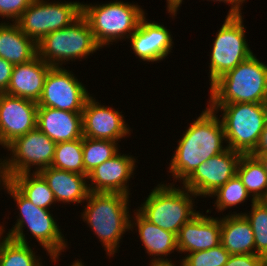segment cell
Here are the masks:
<instances>
[{
    "label": "cell",
    "instance_id": "obj_13",
    "mask_svg": "<svg viewBox=\"0 0 267 266\" xmlns=\"http://www.w3.org/2000/svg\"><path fill=\"white\" fill-rule=\"evenodd\" d=\"M242 154L229 147L200 164L182 183L196 196L207 197L237 174Z\"/></svg>",
    "mask_w": 267,
    "mask_h": 266
},
{
    "label": "cell",
    "instance_id": "obj_38",
    "mask_svg": "<svg viewBox=\"0 0 267 266\" xmlns=\"http://www.w3.org/2000/svg\"><path fill=\"white\" fill-rule=\"evenodd\" d=\"M10 183V177L7 172L6 160L0 159V185L3 190L6 189L7 185ZM5 187V188H4Z\"/></svg>",
    "mask_w": 267,
    "mask_h": 266
},
{
    "label": "cell",
    "instance_id": "obj_9",
    "mask_svg": "<svg viewBox=\"0 0 267 266\" xmlns=\"http://www.w3.org/2000/svg\"><path fill=\"white\" fill-rule=\"evenodd\" d=\"M245 30L241 15L226 16L211 50L210 86L253 55L245 39Z\"/></svg>",
    "mask_w": 267,
    "mask_h": 266
},
{
    "label": "cell",
    "instance_id": "obj_22",
    "mask_svg": "<svg viewBox=\"0 0 267 266\" xmlns=\"http://www.w3.org/2000/svg\"><path fill=\"white\" fill-rule=\"evenodd\" d=\"M136 211L137 212H134L135 217L133 221H130V229L132 230L134 229L133 227L137 226L140 240L147 254L150 256L154 255V259L152 258L150 261H172L171 259H165V257L174 252V250L178 251L177 236L151 223L138 210ZM133 222L136 223L134 224ZM163 256L165 257L162 258Z\"/></svg>",
    "mask_w": 267,
    "mask_h": 266
},
{
    "label": "cell",
    "instance_id": "obj_1",
    "mask_svg": "<svg viewBox=\"0 0 267 266\" xmlns=\"http://www.w3.org/2000/svg\"><path fill=\"white\" fill-rule=\"evenodd\" d=\"M217 113L208 106L178 141L169 164V172L176 180L184 181L200 164L228 148L223 147L226 138Z\"/></svg>",
    "mask_w": 267,
    "mask_h": 266
},
{
    "label": "cell",
    "instance_id": "obj_5",
    "mask_svg": "<svg viewBox=\"0 0 267 266\" xmlns=\"http://www.w3.org/2000/svg\"><path fill=\"white\" fill-rule=\"evenodd\" d=\"M174 186L172 183L158 184L137 210L151 223L177 236L180 228L199 211L193 207L196 195L185 187L181 190Z\"/></svg>",
    "mask_w": 267,
    "mask_h": 266
},
{
    "label": "cell",
    "instance_id": "obj_15",
    "mask_svg": "<svg viewBox=\"0 0 267 266\" xmlns=\"http://www.w3.org/2000/svg\"><path fill=\"white\" fill-rule=\"evenodd\" d=\"M121 113L99 104L90 96L82 111L83 137L117 142L130 135L129 126Z\"/></svg>",
    "mask_w": 267,
    "mask_h": 266
},
{
    "label": "cell",
    "instance_id": "obj_2",
    "mask_svg": "<svg viewBox=\"0 0 267 266\" xmlns=\"http://www.w3.org/2000/svg\"><path fill=\"white\" fill-rule=\"evenodd\" d=\"M82 219L94 230L108 256L115 254L124 232L130 230L129 196L90 192Z\"/></svg>",
    "mask_w": 267,
    "mask_h": 266
},
{
    "label": "cell",
    "instance_id": "obj_6",
    "mask_svg": "<svg viewBox=\"0 0 267 266\" xmlns=\"http://www.w3.org/2000/svg\"><path fill=\"white\" fill-rule=\"evenodd\" d=\"M215 112L221 110L227 146L241 154H250L257 145L267 121L266 103L208 104Z\"/></svg>",
    "mask_w": 267,
    "mask_h": 266
},
{
    "label": "cell",
    "instance_id": "obj_10",
    "mask_svg": "<svg viewBox=\"0 0 267 266\" xmlns=\"http://www.w3.org/2000/svg\"><path fill=\"white\" fill-rule=\"evenodd\" d=\"M82 15L80 2L33 0L16 21L20 30L38 43L49 33L71 25Z\"/></svg>",
    "mask_w": 267,
    "mask_h": 266
},
{
    "label": "cell",
    "instance_id": "obj_30",
    "mask_svg": "<svg viewBox=\"0 0 267 266\" xmlns=\"http://www.w3.org/2000/svg\"><path fill=\"white\" fill-rule=\"evenodd\" d=\"M251 212L243 214L250 222L254 233L255 254L267 259V209L259 202L252 201Z\"/></svg>",
    "mask_w": 267,
    "mask_h": 266
},
{
    "label": "cell",
    "instance_id": "obj_39",
    "mask_svg": "<svg viewBox=\"0 0 267 266\" xmlns=\"http://www.w3.org/2000/svg\"><path fill=\"white\" fill-rule=\"evenodd\" d=\"M258 159V161L262 164L264 170L267 173V153L263 154H250Z\"/></svg>",
    "mask_w": 267,
    "mask_h": 266
},
{
    "label": "cell",
    "instance_id": "obj_43",
    "mask_svg": "<svg viewBox=\"0 0 267 266\" xmlns=\"http://www.w3.org/2000/svg\"><path fill=\"white\" fill-rule=\"evenodd\" d=\"M262 266H267V259H265Z\"/></svg>",
    "mask_w": 267,
    "mask_h": 266
},
{
    "label": "cell",
    "instance_id": "obj_16",
    "mask_svg": "<svg viewBox=\"0 0 267 266\" xmlns=\"http://www.w3.org/2000/svg\"><path fill=\"white\" fill-rule=\"evenodd\" d=\"M136 160L132 155H121L119 152L106 160L88 174L90 192L120 193L130 195L127 182L133 177Z\"/></svg>",
    "mask_w": 267,
    "mask_h": 266
},
{
    "label": "cell",
    "instance_id": "obj_41",
    "mask_svg": "<svg viewBox=\"0 0 267 266\" xmlns=\"http://www.w3.org/2000/svg\"><path fill=\"white\" fill-rule=\"evenodd\" d=\"M259 202L267 209V194L264 195Z\"/></svg>",
    "mask_w": 267,
    "mask_h": 266
},
{
    "label": "cell",
    "instance_id": "obj_24",
    "mask_svg": "<svg viewBox=\"0 0 267 266\" xmlns=\"http://www.w3.org/2000/svg\"><path fill=\"white\" fill-rule=\"evenodd\" d=\"M37 56V43L26 36L16 22L0 23V57L13 65L31 61Z\"/></svg>",
    "mask_w": 267,
    "mask_h": 266
},
{
    "label": "cell",
    "instance_id": "obj_23",
    "mask_svg": "<svg viewBox=\"0 0 267 266\" xmlns=\"http://www.w3.org/2000/svg\"><path fill=\"white\" fill-rule=\"evenodd\" d=\"M235 213V214H233ZM220 217L221 244L231 255L255 254L254 233L243 214Z\"/></svg>",
    "mask_w": 267,
    "mask_h": 266
},
{
    "label": "cell",
    "instance_id": "obj_40",
    "mask_svg": "<svg viewBox=\"0 0 267 266\" xmlns=\"http://www.w3.org/2000/svg\"><path fill=\"white\" fill-rule=\"evenodd\" d=\"M174 262H172V261H162V262H160V261H156V262H154V261H152V262H150V266H175L174 264H173ZM180 266H183V264H182V261L180 262Z\"/></svg>",
    "mask_w": 267,
    "mask_h": 266
},
{
    "label": "cell",
    "instance_id": "obj_37",
    "mask_svg": "<svg viewBox=\"0 0 267 266\" xmlns=\"http://www.w3.org/2000/svg\"><path fill=\"white\" fill-rule=\"evenodd\" d=\"M211 1H219L231 4V9L228 12V15H242L241 14V5L245 0H211Z\"/></svg>",
    "mask_w": 267,
    "mask_h": 266
},
{
    "label": "cell",
    "instance_id": "obj_7",
    "mask_svg": "<svg viewBox=\"0 0 267 266\" xmlns=\"http://www.w3.org/2000/svg\"><path fill=\"white\" fill-rule=\"evenodd\" d=\"M96 43L103 48L111 42L128 38L135 32L145 12L137 4L114 1L102 5L82 4Z\"/></svg>",
    "mask_w": 267,
    "mask_h": 266
},
{
    "label": "cell",
    "instance_id": "obj_32",
    "mask_svg": "<svg viewBox=\"0 0 267 266\" xmlns=\"http://www.w3.org/2000/svg\"><path fill=\"white\" fill-rule=\"evenodd\" d=\"M230 255L220 244L209 250L188 253L181 260L183 266H224L228 262Z\"/></svg>",
    "mask_w": 267,
    "mask_h": 266
},
{
    "label": "cell",
    "instance_id": "obj_8",
    "mask_svg": "<svg viewBox=\"0 0 267 266\" xmlns=\"http://www.w3.org/2000/svg\"><path fill=\"white\" fill-rule=\"evenodd\" d=\"M101 47L96 43L87 19L81 15L71 25L53 31L37 43V55L52 67L87 58Z\"/></svg>",
    "mask_w": 267,
    "mask_h": 266
},
{
    "label": "cell",
    "instance_id": "obj_18",
    "mask_svg": "<svg viewBox=\"0 0 267 266\" xmlns=\"http://www.w3.org/2000/svg\"><path fill=\"white\" fill-rule=\"evenodd\" d=\"M221 244L219 218L198 213L177 234L178 253L209 250Z\"/></svg>",
    "mask_w": 267,
    "mask_h": 266
},
{
    "label": "cell",
    "instance_id": "obj_42",
    "mask_svg": "<svg viewBox=\"0 0 267 266\" xmlns=\"http://www.w3.org/2000/svg\"><path fill=\"white\" fill-rule=\"evenodd\" d=\"M71 266H85V265L81 260L78 261V259H77L76 261H74V263H72Z\"/></svg>",
    "mask_w": 267,
    "mask_h": 266
},
{
    "label": "cell",
    "instance_id": "obj_14",
    "mask_svg": "<svg viewBox=\"0 0 267 266\" xmlns=\"http://www.w3.org/2000/svg\"><path fill=\"white\" fill-rule=\"evenodd\" d=\"M36 102L0 93V145L3 148L14 139L36 128Z\"/></svg>",
    "mask_w": 267,
    "mask_h": 266
},
{
    "label": "cell",
    "instance_id": "obj_21",
    "mask_svg": "<svg viewBox=\"0 0 267 266\" xmlns=\"http://www.w3.org/2000/svg\"><path fill=\"white\" fill-rule=\"evenodd\" d=\"M52 190L56 202L82 203L90 193L87 184L88 176L53 167L38 172Z\"/></svg>",
    "mask_w": 267,
    "mask_h": 266
},
{
    "label": "cell",
    "instance_id": "obj_35",
    "mask_svg": "<svg viewBox=\"0 0 267 266\" xmlns=\"http://www.w3.org/2000/svg\"><path fill=\"white\" fill-rule=\"evenodd\" d=\"M14 65L0 57V93H5L11 80Z\"/></svg>",
    "mask_w": 267,
    "mask_h": 266
},
{
    "label": "cell",
    "instance_id": "obj_12",
    "mask_svg": "<svg viewBox=\"0 0 267 266\" xmlns=\"http://www.w3.org/2000/svg\"><path fill=\"white\" fill-rule=\"evenodd\" d=\"M65 67H51L44 81L43 92L38 107H52L71 112H82L88 90L76 76Z\"/></svg>",
    "mask_w": 267,
    "mask_h": 266
},
{
    "label": "cell",
    "instance_id": "obj_26",
    "mask_svg": "<svg viewBox=\"0 0 267 266\" xmlns=\"http://www.w3.org/2000/svg\"><path fill=\"white\" fill-rule=\"evenodd\" d=\"M237 175L247 192L253 196L252 201H259L267 194V173L256 157L242 154Z\"/></svg>",
    "mask_w": 267,
    "mask_h": 266
},
{
    "label": "cell",
    "instance_id": "obj_4",
    "mask_svg": "<svg viewBox=\"0 0 267 266\" xmlns=\"http://www.w3.org/2000/svg\"><path fill=\"white\" fill-rule=\"evenodd\" d=\"M7 192L14 198L20 211L19 218L13 229L9 230L6 237L20 243L28 244L23 232L27 225L30 233L50 255L51 261L56 262L61 252L67 248L64 235L49 209L35 206L26 199L11 183L6 187ZM63 235V236H62Z\"/></svg>",
    "mask_w": 267,
    "mask_h": 266
},
{
    "label": "cell",
    "instance_id": "obj_31",
    "mask_svg": "<svg viewBox=\"0 0 267 266\" xmlns=\"http://www.w3.org/2000/svg\"><path fill=\"white\" fill-rule=\"evenodd\" d=\"M211 196L216 197V202L214 204L218 212H222L227 208L235 207L237 204L245 202L251 195L247 192L246 187L236 174L214 191L210 197Z\"/></svg>",
    "mask_w": 267,
    "mask_h": 266
},
{
    "label": "cell",
    "instance_id": "obj_3",
    "mask_svg": "<svg viewBox=\"0 0 267 266\" xmlns=\"http://www.w3.org/2000/svg\"><path fill=\"white\" fill-rule=\"evenodd\" d=\"M209 104L266 103L267 64L253 54L210 86Z\"/></svg>",
    "mask_w": 267,
    "mask_h": 266
},
{
    "label": "cell",
    "instance_id": "obj_11",
    "mask_svg": "<svg viewBox=\"0 0 267 266\" xmlns=\"http://www.w3.org/2000/svg\"><path fill=\"white\" fill-rule=\"evenodd\" d=\"M56 143L37 127L25 135L17 137L5 148L11 158H6L9 177L22 173H31V166H37L35 172L51 166ZM8 159V160H7Z\"/></svg>",
    "mask_w": 267,
    "mask_h": 266
},
{
    "label": "cell",
    "instance_id": "obj_17",
    "mask_svg": "<svg viewBox=\"0 0 267 266\" xmlns=\"http://www.w3.org/2000/svg\"><path fill=\"white\" fill-rule=\"evenodd\" d=\"M146 20L144 15L135 32L129 37L131 47L143 61H161L170 54L174 44L173 37L164 25Z\"/></svg>",
    "mask_w": 267,
    "mask_h": 266
},
{
    "label": "cell",
    "instance_id": "obj_28",
    "mask_svg": "<svg viewBox=\"0 0 267 266\" xmlns=\"http://www.w3.org/2000/svg\"><path fill=\"white\" fill-rule=\"evenodd\" d=\"M51 167L84 175L83 138L56 143Z\"/></svg>",
    "mask_w": 267,
    "mask_h": 266
},
{
    "label": "cell",
    "instance_id": "obj_29",
    "mask_svg": "<svg viewBox=\"0 0 267 266\" xmlns=\"http://www.w3.org/2000/svg\"><path fill=\"white\" fill-rule=\"evenodd\" d=\"M117 144L112 140L83 137L84 175L88 176L97 166L115 156L119 152Z\"/></svg>",
    "mask_w": 267,
    "mask_h": 266
},
{
    "label": "cell",
    "instance_id": "obj_20",
    "mask_svg": "<svg viewBox=\"0 0 267 266\" xmlns=\"http://www.w3.org/2000/svg\"><path fill=\"white\" fill-rule=\"evenodd\" d=\"M51 67L38 55L27 63L14 65L5 94L37 103L41 98L44 81Z\"/></svg>",
    "mask_w": 267,
    "mask_h": 266
},
{
    "label": "cell",
    "instance_id": "obj_27",
    "mask_svg": "<svg viewBox=\"0 0 267 266\" xmlns=\"http://www.w3.org/2000/svg\"><path fill=\"white\" fill-rule=\"evenodd\" d=\"M3 232L5 230L0 225V266H42L40 257L35 255L36 252L31 249L29 243L24 244L4 237Z\"/></svg>",
    "mask_w": 267,
    "mask_h": 266
},
{
    "label": "cell",
    "instance_id": "obj_25",
    "mask_svg": "<svg viewBox=\"0 0 267 266\" xmlns=\"http://www.w3.org/2000/svg\"><path fill=\"white\" fill-rule=\"evenodd\" d=\"M10 183L37 207L49 209L54 202L56 203L52 190L37 172L11 176Z\"/></svg>",
    "mask_w": 267,
    "mask_h": 266
},
{
    "label": "cell",
    "instance_id": "obj_34",
    "mask_svg": "<svg viewBox=\"0 0 267 266\" xmlns=\"http://www.w3.org/2000/svg\"><path fill=\"white\" fill-rule=\"evenodd\" d=\"M265 259L258 254L230 255L224 266H262Z\"/></svg>",
    "mask_w": 267,
    "mask_h": 266
},
{
    "label": "cell",
    "instance_id": "obj_36",
    "mask_svg": "<svg viewBox=\"0 0 267 266\" xmlns=\"http://www.w3.org/2000/svg\"><path fill=\"white\" fill-rule=\"evenodd\" d=\"M267 153V121L263 131L261 132L257 145L250 154H263Z\"/></svg>",
    "mask_w": 267,
    "mask_h": 266
},
{
    "label": "cell",
    "instance_id": "obj_19",
    "mask_svg": "<svg viewBox=\"0 0 267 266\" xmlns=\"http://www.w3.org/2000/svg\"><path fill=\"white\" fill-rule=\"evenodd\" d=\"M36 127L55 143L83 138L82 112L38 107Z\"/></svg>",
    "mask_w": 267,
    "mask_h": 266
},
{
    "label": "cell",
    "instance_id": "obj_33",
    "mask_svg": "<svg viewBox=\"0 0 267 266\" xmlns=\"http://www.w3.org/2000/svg\"><path fill=\"white\" fill-rule=\"evenodd\" d=\"M33 0H0V17L16 22Z\"/></svg>",
    "mask_w": 267,
    "mask_h": 266
}]
</instances>
